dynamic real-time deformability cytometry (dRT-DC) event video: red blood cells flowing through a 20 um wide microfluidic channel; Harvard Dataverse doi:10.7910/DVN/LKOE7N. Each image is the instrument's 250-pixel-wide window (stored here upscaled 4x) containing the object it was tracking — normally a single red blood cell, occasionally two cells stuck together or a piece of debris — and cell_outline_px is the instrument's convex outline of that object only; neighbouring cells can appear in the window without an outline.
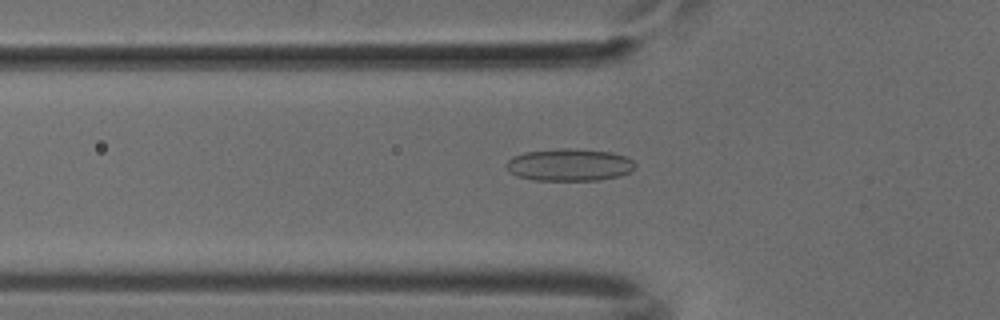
{"species": "common noctule bat (a hibernating species)", "species_latin": "Nyctalus noctula", "temperature_condition": "cold", "stored_images_in_passage": 53, "camera_frame_rate_fps": 3000, "um_per_image_px": 0.085, "animal": {"sex": "male", "body_mass_g": 18.8}, "frame": {"image": 1, "passage_image": 18, "time_ms": 5.667, "image_size_px": [1000, 320], "cell_outline_px": [[636, 168], [620, 176], [600, 180], [532, 180], [516, 176], [508, 172], [504, 164], [512, 156], [524, 152], [560, 148], [576, 148], [612, 152], [624, 156], [632, 160], [636, 164]], "centroid_in_image_um": [48.36, 14.01], "position_along_channel_um": 77.4, "area_um2": 24.62}}
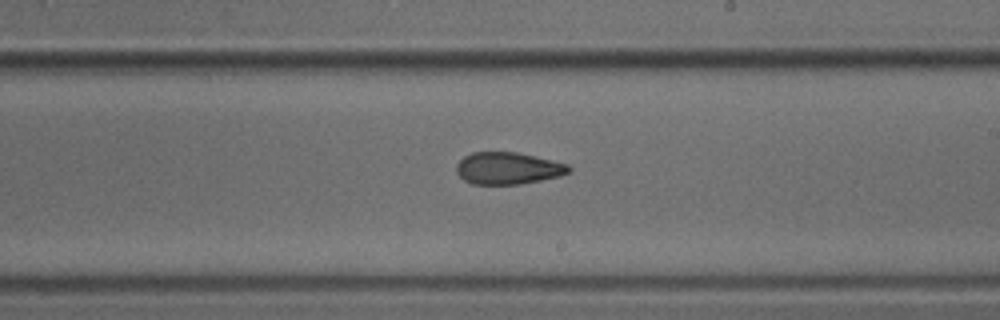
{"frame": {"image": 2, "passage_image": 31, "time_ms": 10.0, "image_size_px": [1000, 320], "cell_outline_px": [[572, 172], [560, 176], [520, 184], [472, 184], [464, 180], [456, 172], [456, 164], [464, 156], [472, 152], [516, 152], [552, 160], [568, 164], [572, 168]], "centroid_in_image_um": [43.18, 14.3], "position_along_channel_um": 245.8, "area_um2": 21.04}}
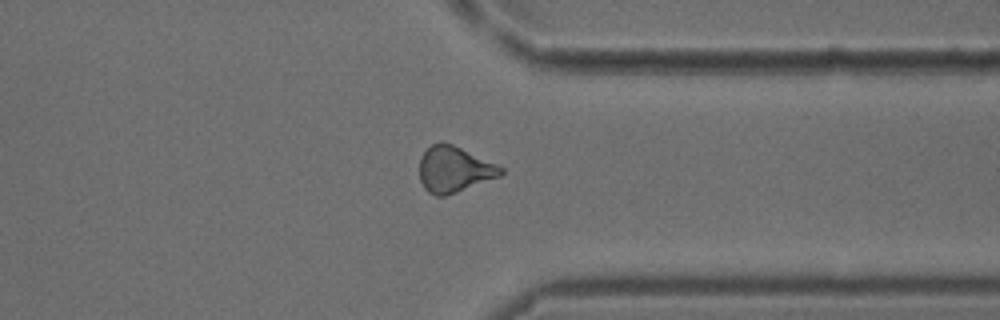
{"frame": {"image": 3, "passage_image": 41, "time_ms": 13.333, "image_size_px": [1000, 320], "cell_outline_px": [[504, 172], [500, 176], [456, 192], [444, 196], [436, 196], [428, 192], [424, 188], [420, 180], [420, 156], [432, 144], [440, 140], [452, 144], [496, 164], [504, 168]], "centroid_in_image_um": [38.58, 14.39], "position_along_channel_um": 372.8, "area_um2": 21.62}}